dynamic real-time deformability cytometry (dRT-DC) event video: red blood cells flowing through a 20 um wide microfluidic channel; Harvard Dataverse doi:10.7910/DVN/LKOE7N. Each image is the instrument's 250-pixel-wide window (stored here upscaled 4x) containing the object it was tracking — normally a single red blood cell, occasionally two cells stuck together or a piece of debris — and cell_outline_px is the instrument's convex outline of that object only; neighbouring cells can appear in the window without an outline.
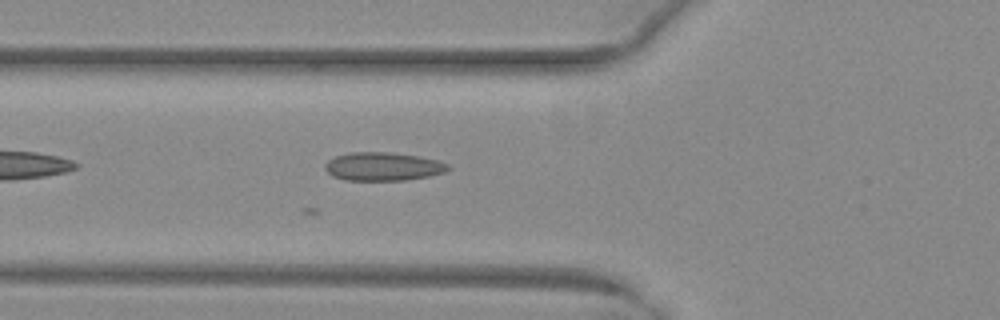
{"species": "common noctule bat (a hibernating species)", "species_latin": "Nyctalus noctula", "temperature_condition": "warm", "stored_images_in_passage": 22, "camera_frame_rate_fps": 3000, "um_per_image_px": 0.085, "animal": {"sex": "female", "body_mass_g": 29.2, "forearm_length_mm": 56.3}, "frame": {"image": 1, "passage_image": 4, "time_ms": 1.0, "image_size_px": [1000, 320], "cell_outline_px": [[452, 168], [444, 172], [428, 176], [408, 180], [344, 180], [332, 176], [324, 168], [324, 164], [328, 160], [336, 156], [352, 152], [392, 152], [416, 156], [436, 160], [448, 164]], "centroid_in_image_um": [32.54, 14.15], "position_along_channel_um": 93.3, "area_um2": 20.35}}
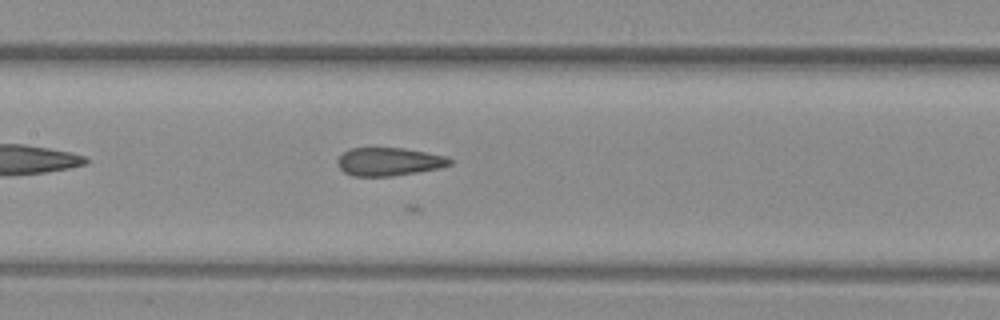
{"frame": {"image": 2, "passage_image": 10, "time_ms": 3.0, "image_size_px": [1000, 320], "cell_outline_px": [[452, 164], [440, 168], [392, 176], [352, 176], [344, 172], [336, 164], [336, 160], [344, 152], [352, 148], [404, 148], [444, 156], [452, 160]], "centroid_in_image_um": [33.03, 13.75], "position_along_channel_um": 174.4, "area_um2": 18.32}}
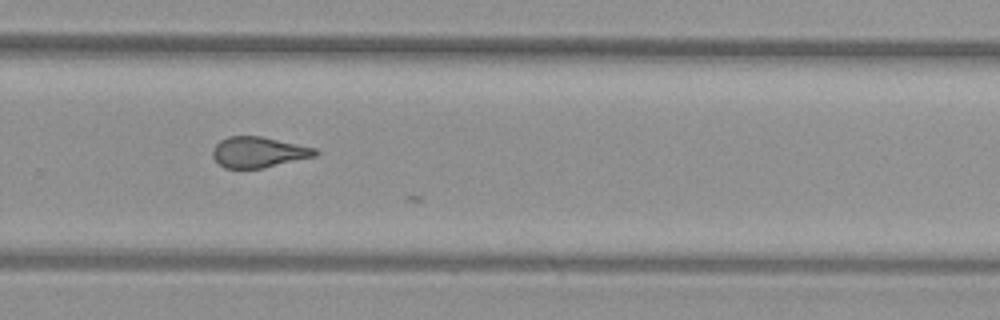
{"frame": {"image": 3, "passage_image": 20, "time_ms": 6.333, "image_size_px": [1000, 320], "cell_outline_px": [[320, 152], [316, 156], [264, 168], [224, 168], [212, 156], [212, 148], [220, 140], [228, 136], [260, 136], [316, 148]], "centroid_in_image_um": [21.97, 12.93], "position_along_channel_um": 307.8, "area_um2": 18.38}}